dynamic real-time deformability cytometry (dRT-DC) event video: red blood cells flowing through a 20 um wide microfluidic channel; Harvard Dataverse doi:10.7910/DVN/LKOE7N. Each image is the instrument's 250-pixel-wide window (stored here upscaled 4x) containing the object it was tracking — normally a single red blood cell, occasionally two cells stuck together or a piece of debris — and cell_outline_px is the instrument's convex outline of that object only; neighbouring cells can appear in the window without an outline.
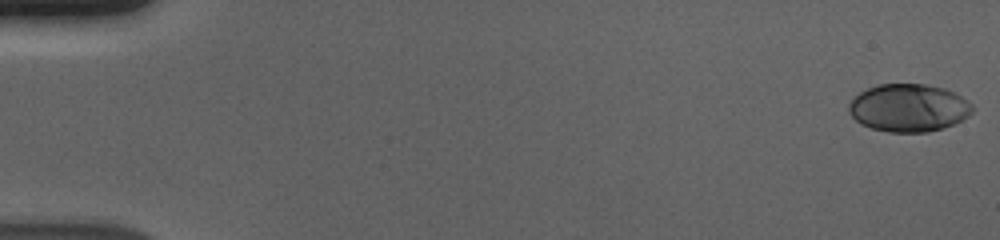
{"species": "human", "species_latin": "Homo sapiens", "temperature_condition": "cold", "stored_images_in_passage": 56, "camera_frame_rate_fps": 3000, "um_per_image_px": 0.085, "donor": {"sex": "male"}, "frame": {"image": 1, "passage_image": 1, "time_ms": 0.0, "image_size_px": [1000, 240], "cell_outline_px": [[972, 112], [968, 116], [952, 124], [928, 132], [888, 132], [872, 128], [860, 124], [848, 112], [848, 104], [860, 92], [868, 88], [880, 84], [924, 84], [944, 88], [960, 96], [972, 104]], "centroid_in_image_um": [77.2, 9.17], "position_along_channel_um": 7.8, "area_um2": 34.1}}
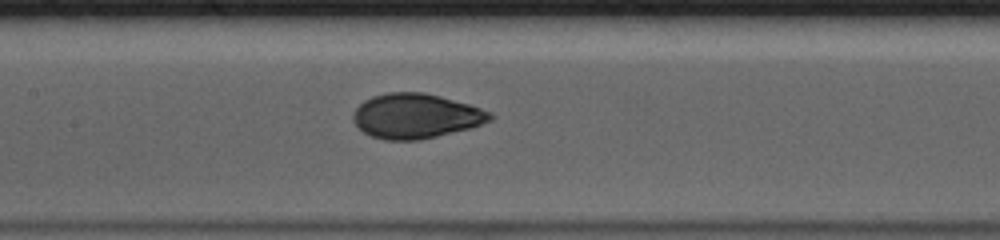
{"frame": {"image": 2, "passage_image": 28, "time_ms": 9.0, "image_size_px": [1000, 240], "cell_outline_px": [[492, 120], [472, 128], [420, 140], [384, 140], [372, 136], [364, 132], [352, 120], [352, 116], [356, 108], [364, 100], [372, 96], [388, 92], [424, 92], [440, 96], [468, 104], [492, 112]], "centroid_in_image_um": [35.35, 9.86], "position_along_channel_um": 172.1, "area_um2": 35.78}}
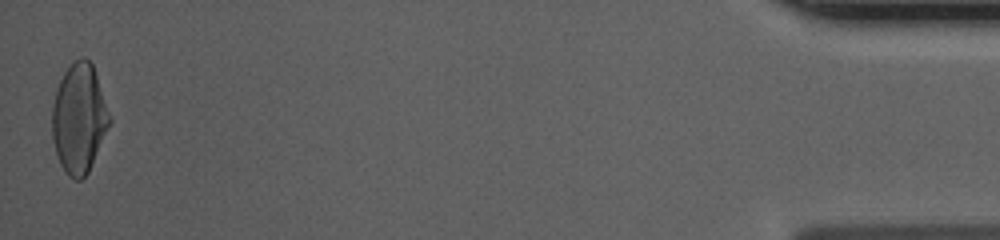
{"frame": {"image": 3, "passage_image": 56, "time_ms": 18.333, "image_size_px": [1000, 240], "cell_outline_px": [[112, 120], [88, 172], [80, 180], [76, 180], [68, 176], [64, 172], [60, 164], [56, 152], [52, 136], [52, 104], [56, 88], [64, 72], [80, 56], [84, 56], [92, 64]], "centroid_in_image_um": [6.71, 10.08], "position_along_channel_um": 428.5, "area_um2": 36.41}, "authors_computed_cell_mechanics": {"area_um2": 34.8823, "velocity_mm_per_s": 3.6832, "shape_relaxation_time_tau1_ms": 5.1833, "shape_relaxation_time_tau2_ms": null, "deformation_change_tau1": 0.1934, "deformation_change_tau2": null}}